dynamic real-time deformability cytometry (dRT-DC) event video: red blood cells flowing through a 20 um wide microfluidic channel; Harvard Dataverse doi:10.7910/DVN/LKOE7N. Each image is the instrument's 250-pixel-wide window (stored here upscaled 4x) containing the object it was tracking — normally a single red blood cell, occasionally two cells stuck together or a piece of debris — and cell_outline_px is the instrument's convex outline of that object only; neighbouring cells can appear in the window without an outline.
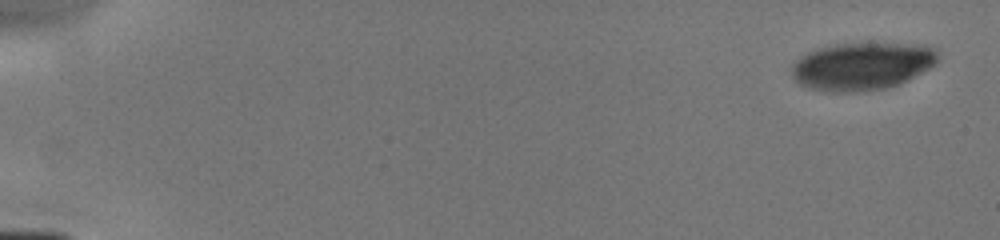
{"species": "human", "species_latin": "Homo sapiens", "temperature_condition": "cold", "stored_images_in_passage": 5, "camera_frame_rate_fps": 3000, "um_per_image_px": 0.085, "donor": {"sex": "male"}, "frame": {"image": 1, "passage_image": 1, "time_ms": 0.0, "image_size_px": [1000, 240], "cell_outline_px": [[940, 60], [936, 64], [900, 84], [884, 88], [860, 92], [824, 92], [800, 84], [792, 76], [792, 64], [800, 56], [816, 48], [836, 44], [924, 44], [936, 48]], "centroid_in_image_um": [73.29, 5.62], "position_along_channel_um": 11.7, "area_um2": 40.75}}
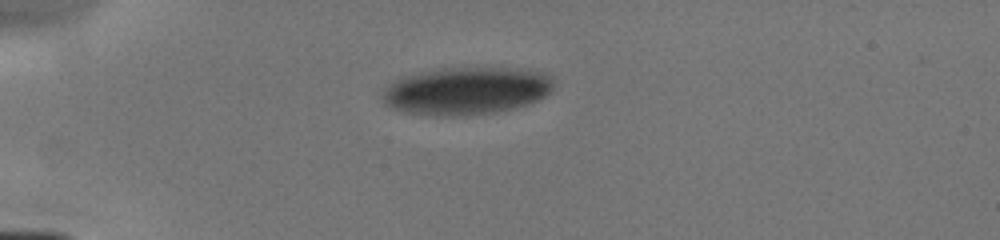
{"frame": {"image": 2, "passage_image": 5, "time_ms": 4.0, "image_size_px": [1000, 240], "cell_outline_px": [[552, 88], [544, 96], [528, 104], [516, 108], [496, 112], [464, 116], [432, 116], [404, 112], [388, 108], [384, 104], [380, 96], [388, 84], [400, 76], [440, 68], [520, 68], [544, 72], [552, 76]], "centroid_in_image_um": [39.58, 7.73], "position_along_channel_um": 45.4, "area_um2": 48.21}}